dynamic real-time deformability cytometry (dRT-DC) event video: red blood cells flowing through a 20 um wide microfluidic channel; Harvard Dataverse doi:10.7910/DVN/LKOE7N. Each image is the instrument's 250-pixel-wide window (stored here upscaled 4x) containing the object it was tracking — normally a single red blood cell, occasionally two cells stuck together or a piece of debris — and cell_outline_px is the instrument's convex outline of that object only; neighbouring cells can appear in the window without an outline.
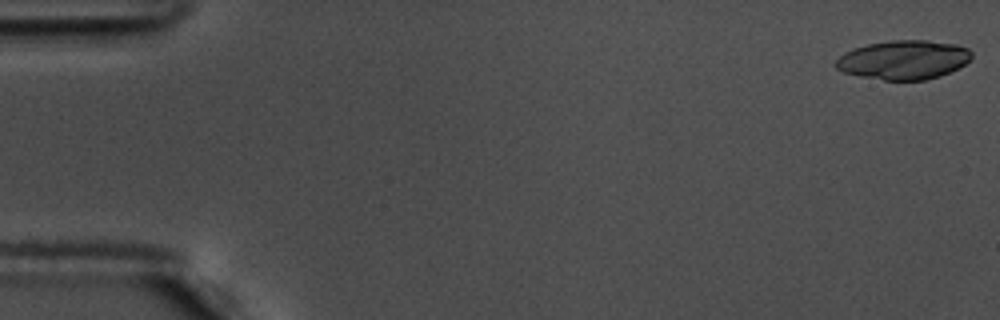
{"species": "common noctule bat (a hibernating species)", "species_latin": "Nyctalus noctula", "temperature_condition": "warm", "stored_images_in_passage": 17, "camera_frame_rate_fps": 3000, "um_per_image_px": 0.085, "animal": {"sex": "male", "body_mass_g": 17.5, "forearm_length_mm": 52.3}, "frame": {"image": 1, "passage_image": 1, "time_ms": 0.0, "image_size_px": [1000, 320], "cell_outline_px": [[972, 56], [960, 68], [940, 76], [924, 80], [884, 80], [860, 76], [844, 72], [836, 68], [836, 60], [844, 52], [868, 44], [892, 40], [928, 40], [956, 44], [968, 48], [972, 52]], "centroid_in_image_um": [76.83, 5.08], "position_along_channel_um": 8.2, "area_um2": 30.87}}
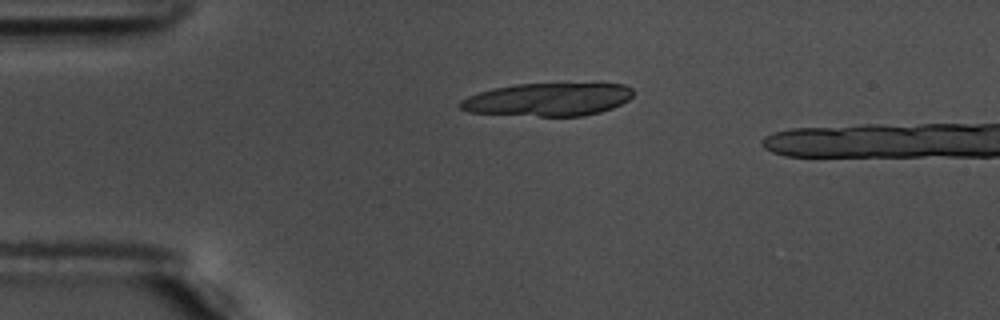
{"frame": {"image": 2, "passage_image": 13, "time_ms": 4.0, "image_size_px": [1000, 320], "cell_outline_px": [[632, 96], [628, 100], [612, 108], [600, 112], [584, 116], [540, 116], [468, 112], [460, 108], [456, 104], [460, 100], [468, 96], [480, 92], [496, 88], [516, 84], [624, 84], [632, 88]], "centroid_in_image_um": [46.56, 8.46], "position_along_channel_um": 38.4, "area_um2": 33.06}}